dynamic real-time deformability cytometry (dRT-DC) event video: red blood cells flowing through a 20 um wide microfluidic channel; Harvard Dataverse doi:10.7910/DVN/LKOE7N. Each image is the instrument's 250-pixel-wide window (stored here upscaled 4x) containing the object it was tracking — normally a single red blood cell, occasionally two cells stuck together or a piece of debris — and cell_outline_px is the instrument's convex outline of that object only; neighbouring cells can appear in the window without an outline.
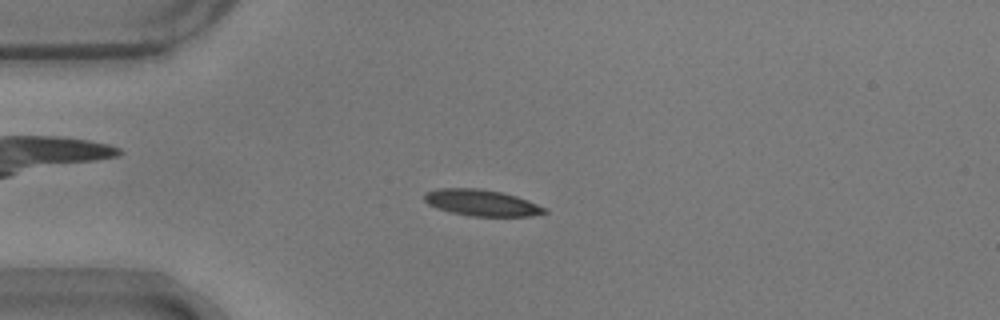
{"species": "common noctule bat (a hibernating species)", "species_latin": "Nyctalus noctula", "temperature_condition": "warm", "stored_images_in_passage": 51, "camera_frame_rate_fps": 3000, "um_per_image_px": 0.085, "animal": {"sex": "male", "body_mass_g": 17.9}, "frame": {"image": 1, "passage_image": 10, "time_ms": 3.0, "image_size_px": [1000, 320], "cell_outline_px": [[548, 212], [528, 216], [472, 216], [452, 212], [436, 208], [428, 204], [424, 200], [424, 192], [436, 188], [480, 188], [504, 192], [528, 200], [548, 208]], "centroid_in_image_um": [40.93, 17.22], "position_along_channel_um": 44.1, "area_um2": 18.61}}
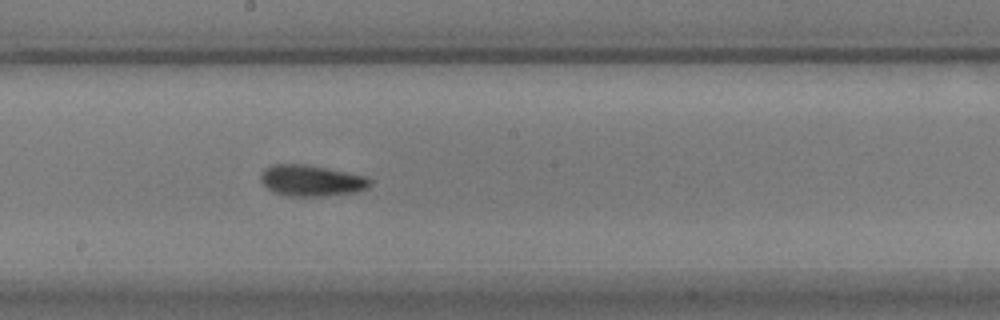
{"frame": {"image": 2, "passage_image": 26, "time_ms": 8.333, "image_size_px": [1000, 320], "cell_outline_px": [[372, 184], [368, 188], [356, 192], [324, 196], [284, 196], [272, 192], [260, 180], [260, 176], [264, 168], [272, 164], [304, 164], [368, 176], [372, 180]], "centroid_in_image_um": [26.47, 15.36], "position_along_channel_um": 221.7, "area_um2": 20.06}}
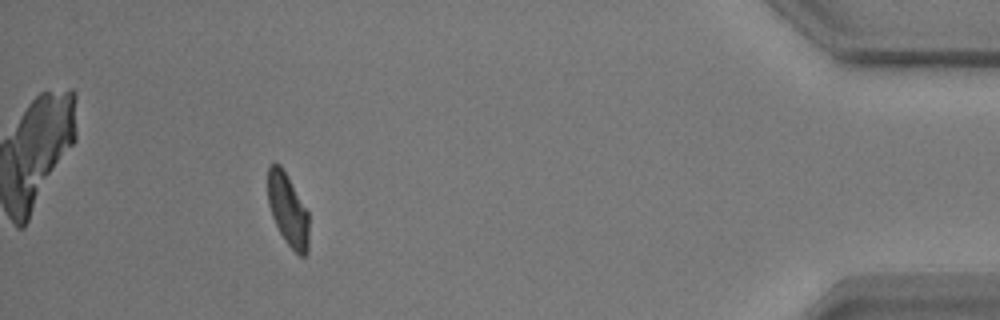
{"frame": {"image": 3, "passage_image": 46, "time_ms": 15.0, "image_size_px": [1000, 320], "cell_outline_px": [[308, 252], [304, 256], [300, 256], [284, 240], [272, 216], [268, 204], [268, 164], [280, 164], [308, 212]], "centroid_in_image_um": [24.46, 17.85], "position_along_channel_um": 410.7, "area_um2": 16.99}, "authors_computed_cell_mechanics": {"area_um2": 18.4382, "velocity_mm_per_s": 3.6966, "shape_relaxation_time_tau1_ms": 2.9719, "shape_relaxation_time_tau2_ms": 2.5531, "deformation_change_tau1": 0.1452, "deformation_change_tau2": 0.0864}}